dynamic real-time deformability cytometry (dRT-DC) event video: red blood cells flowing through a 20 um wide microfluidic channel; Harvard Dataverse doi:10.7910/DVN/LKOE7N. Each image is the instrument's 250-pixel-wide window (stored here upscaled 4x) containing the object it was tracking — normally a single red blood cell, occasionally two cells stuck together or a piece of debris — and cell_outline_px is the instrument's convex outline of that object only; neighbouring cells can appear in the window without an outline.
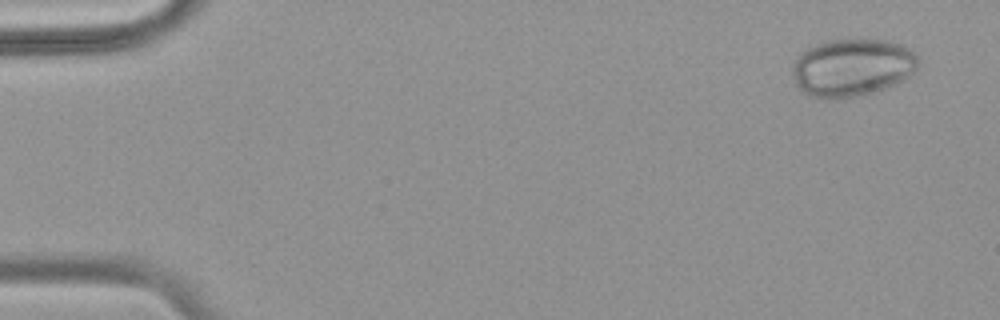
{"species": "common noctule bat (a hibernating species)", "species_latin": "Nyctalus noctula", "temperature_condition": "warm", "stored_images_in_passage": 54, "camera_frame_rate_fps": 3000, "um_per_image_px": 0.085, "animal": {"sex": "female", "body_mass_g": 18.4}, "frame": {"image": 1, "passage_image": 3, "time_ms": 0.667, "image_size_px": [1000, 320], "cell_outline_px": [[920, 56], [916, 68], [908, 76], [884, 88], [844, 100], [824, 100], [812, 96], [804, 92], [796, 84], [792, 76], [792, 64], [800, 52], [816, 44], [828, 40], [884, 40], [900, 44], [916, 52]], "centroid_in_image_um": [72.39, 5.75], "position_along_channel_um": 12.6, "area_um2": 42.43}}
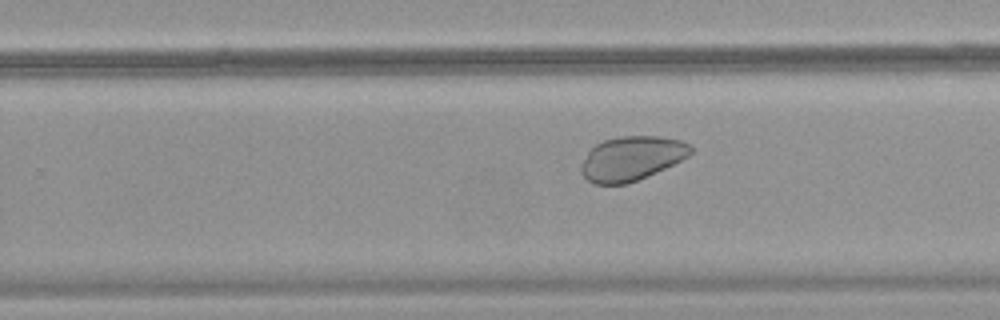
{"frame": {"image": 2, "passage_image": 35, "time_ms": 11.333, "image_size_px": [1000, 320], "cell_outline_px": [[692, 152], [688, 156], [648, 176], [628, 184], [596, 184], [588, 180], [580, 172], [580, 164], [588, 152], [596, 144], [604, 140], [624, 136], [660, 136], [680, 140], [688, 144], [692, 148]], "centroid_in_image_um": [53.66, 13.47], "position_along_channel_um": 276.1, "area_um2": 28.09}}
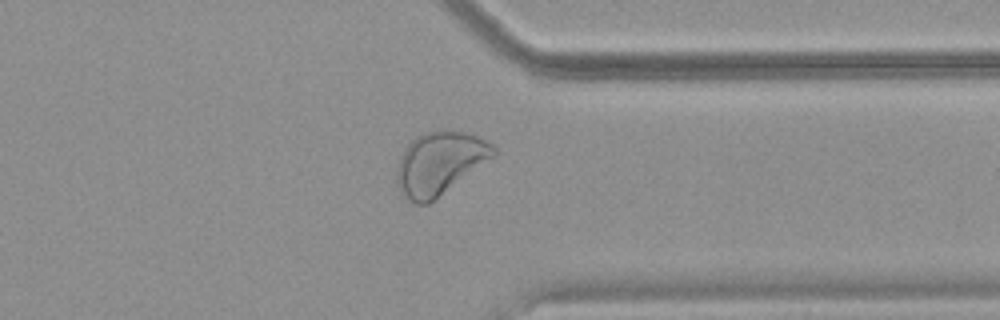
{"frame": {"image": 3, "passage_image": 43, "time_ms": 14.0, "image_size_px": [1000, 320], "cell_outline_px": [[496, 156], [428, 204], [412, 204], [400, 192], [396, 180], [396, 172], [400, 156], [404, 148], [416, 136], [424, 132], [464, 132], [476, 136], [492, 144], [496, 148]], "centroid_in_image_um": [37.35, 13.9], "position_along_channel_um": 374.0, "area_um2": 35.2}}